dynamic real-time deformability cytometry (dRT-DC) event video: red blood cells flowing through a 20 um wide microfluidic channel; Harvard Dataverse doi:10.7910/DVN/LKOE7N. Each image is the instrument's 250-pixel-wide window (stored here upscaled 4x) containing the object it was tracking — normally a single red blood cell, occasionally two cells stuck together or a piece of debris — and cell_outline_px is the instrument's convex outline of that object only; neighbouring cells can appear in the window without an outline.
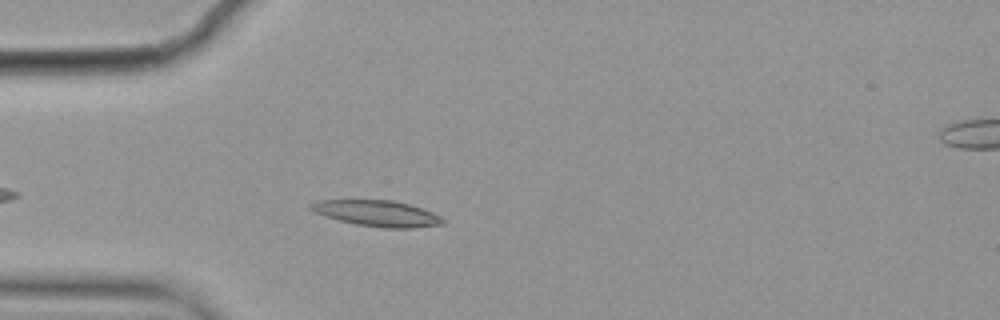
{"species": "common noctule bat (a hibernating species)", "species_latin": "Nyctalus noctula", "temperature_condition": "cold", "stored_images_in_passage": 6, "camera_frame_rate_fps": 3000, "um_per_image_px": 0.085, "animal": {"sex": "female", "body_mass_g": 19.9}, "frame": {"image": 1, "passage_image": 5, "time_ms": 1.333, "image_size_px": [1000, 320], "cell_outline_px": [[444, 224], [412, 228], [384, 228], [356, 224], [324, 216], [312, 212], [308, 208], [308, 204], [316, 200], [392, 200], [408, 204], [432, 212], [440, 216], [444, 220]], "centroid_in_image_um": [32.0, 18.13], "position_along_channel_um": 53.0, "area_um2": 20.0}}